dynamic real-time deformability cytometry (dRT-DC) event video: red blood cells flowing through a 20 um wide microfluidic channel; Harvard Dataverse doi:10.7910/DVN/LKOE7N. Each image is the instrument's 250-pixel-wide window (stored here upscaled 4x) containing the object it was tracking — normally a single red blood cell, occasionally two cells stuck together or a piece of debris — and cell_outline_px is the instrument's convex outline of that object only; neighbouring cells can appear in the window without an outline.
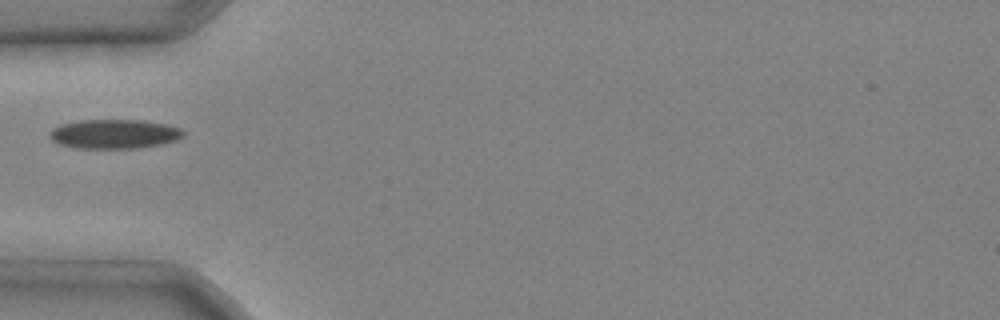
{"species": "common noctule bat (a hibernating species)", "species_latin": "Nyctalus noctula", "temperature_condition": "cold", "stored_images_in_passage": 4, "camera_frame_rate_fps": 3000, "um_per_image_px": 0.085, "animal": {"sex": "male", "body_mass_g": 20.4}, "frame": {"image": 1, "passage_image": 2, "time_ms": 0.333, "image_size_px": [1000, 320], "cell_outline_px": [[184, 136], [176, 140], [160, 144], [136, 148], [80, 148], [60, 144], [52, 140], [48, 136], [48, 132], [52, 128], [60, 124], [80, 120], [140, 120], [168, 124], [180, 128], [184, 132]], "centroid_in_image_um": [9.69, 11.38], "position_along_channel_um": 75.3, "area_um2": 22.83}}
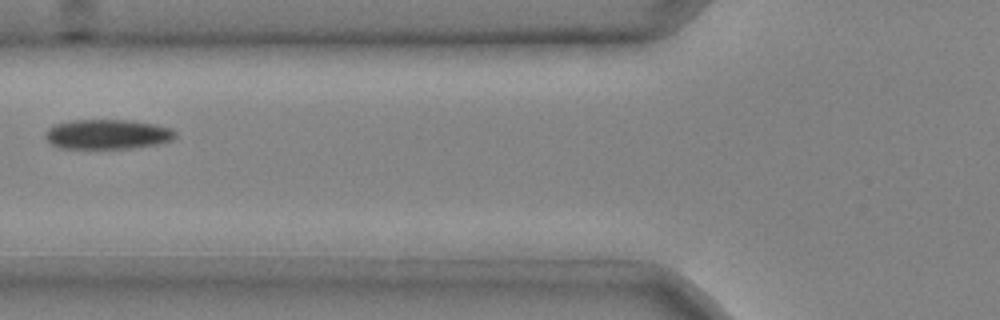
{"frame": {"image": 2, "passage_image": 3, "time_ms": 0.667, "image_size_px": [1000, 320], "cell_outline_px": [[176, 136], [172, 140], [156, 144], [132, 148], [60, 148], [52, 144], [44, 136], [48, 128], [56, 124], [72, 120], [132, 120], [156, 124], [172, 128], [176, 132]], "centroid_in_image_um": [9.16, 11.4], "position_along_channel_um": 116.6, "area_um2": 22.54}}
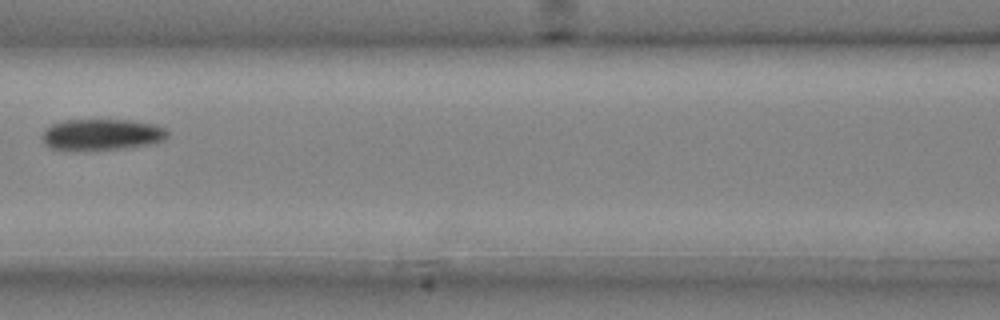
{"frame": {"image": 3, "passage_image": 4, "time_ms": 1.0, "image_size_px": [1000, 320], "cell_outline_px": [[168, 136], [164, 140], [152, 144], [124, 148], [48, 148], [44, 144], [40, 136], [52, 124], [64, 120], [132, 120], [156, 124], [168, 128]], "centroid_in_image_um": [8.73, 11.4], "position_along_channel_um": 157.9, "area_um2": 22.48}}